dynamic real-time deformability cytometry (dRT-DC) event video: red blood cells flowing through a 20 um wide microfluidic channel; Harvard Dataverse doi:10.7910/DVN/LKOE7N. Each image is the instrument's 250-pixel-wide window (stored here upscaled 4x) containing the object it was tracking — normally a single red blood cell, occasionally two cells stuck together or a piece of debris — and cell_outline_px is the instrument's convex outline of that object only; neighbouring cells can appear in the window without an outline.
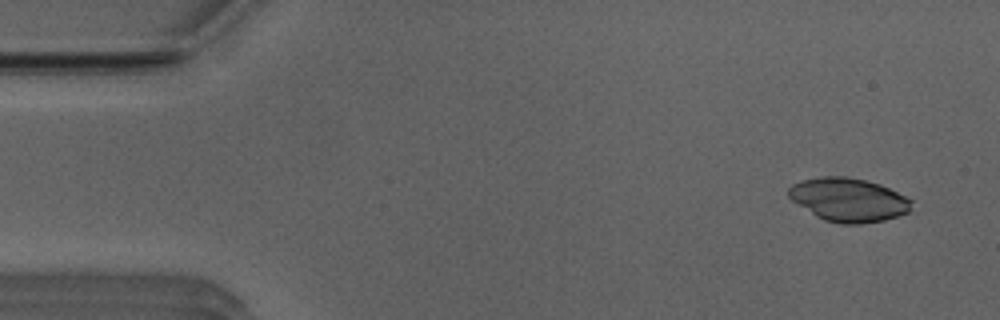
{"species": "Egyptian fruit bat (a non-hibernating species)", "species_latin": "Rousettus aegyptiacus", "temperature_condition": "room temperature", "stored_images_in_passage": 41, "camera_frame_rate_fps": 3000, "um_per_image_px": 0.085, "animal": {"sex": "male"}, "frame": {"image": 1, "passage_image": 1, "time_ms": 0.0, "image_size_px": [1000, 320], "cell_outline_px": [[912, 200], [908, 212], [884, 220], [860, 224], [840, 224], [824, 220], [816, 216], [792, 200], [788, 196], [788, 188], [792, 184], [800, 180], [820, 176], [844, 176], [864, 180], [880, 184]], "centroid_in_image_um": [72.08, 16.98], "position_along_channel_um": 12.9, "area_um2": 31.04}}
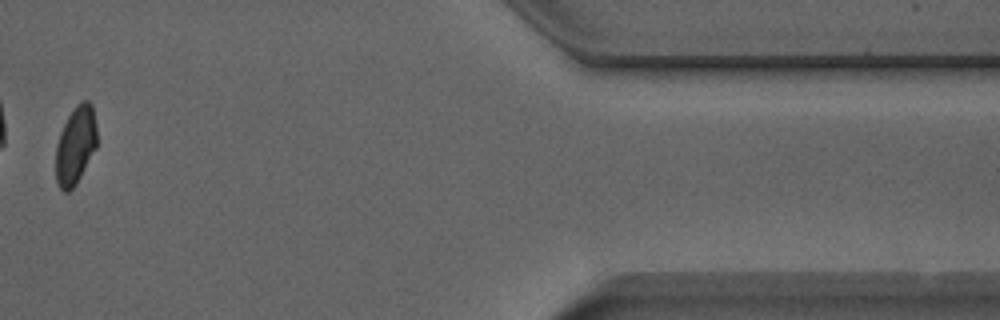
{"frame": {"image": 2, "passage_image": 39, "time_ms": 12.667, "image_size_px": [1000, 320], "cell_outline_px": [[96, 148], [76, 184], [68, 192], [64, 192], [60, 188], [56, 180], [56, 144], [60, 132], [68, 116], [76, 104], [80, 100], [88, 100], [92, 104], [96, 124]], "centroid_in_image_um": [6.42, 12.33], "position_along_channel_um": 405.0, "area_um2": 18.73}}